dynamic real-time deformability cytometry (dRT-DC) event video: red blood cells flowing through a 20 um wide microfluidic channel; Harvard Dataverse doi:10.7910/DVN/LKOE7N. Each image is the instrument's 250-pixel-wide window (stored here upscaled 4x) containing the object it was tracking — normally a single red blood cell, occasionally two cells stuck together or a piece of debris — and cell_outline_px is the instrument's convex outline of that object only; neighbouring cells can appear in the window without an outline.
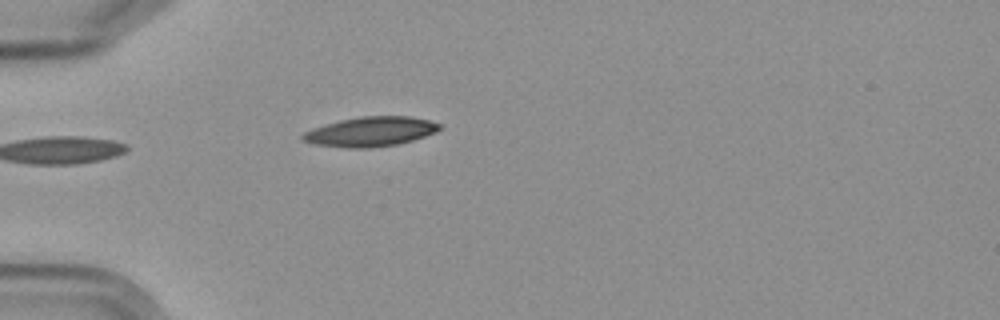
{"species": "Egyptian fruit bat (a non-hibernating species)", "species_latin": "Rousettus aegyptiacus", "temperature_condition": "cold", "stored_images_in_passage": 5, "camera_frame_rate_fps": 3000, "um_per_image_px": 0.085, "frame": {"image": 1, "passage_image": 5, "time_ms": 5.333, "image_size_px": [1000, 320], "cell_outline_px": [[440, 128], [436, 132], [412, 140], [396, 144], [368, 148], [348, 148], [312, 144], [300, 140], [300, 136], [304, 132], [312, 128], [324, 124], [340, 120], [360, 116], [408, 116], [428, 120], [440, 124]], "centroid_in_image_um": [31.42, 11.19], "position_along_channel_um": 53.6, "area_um2": 23.64}}